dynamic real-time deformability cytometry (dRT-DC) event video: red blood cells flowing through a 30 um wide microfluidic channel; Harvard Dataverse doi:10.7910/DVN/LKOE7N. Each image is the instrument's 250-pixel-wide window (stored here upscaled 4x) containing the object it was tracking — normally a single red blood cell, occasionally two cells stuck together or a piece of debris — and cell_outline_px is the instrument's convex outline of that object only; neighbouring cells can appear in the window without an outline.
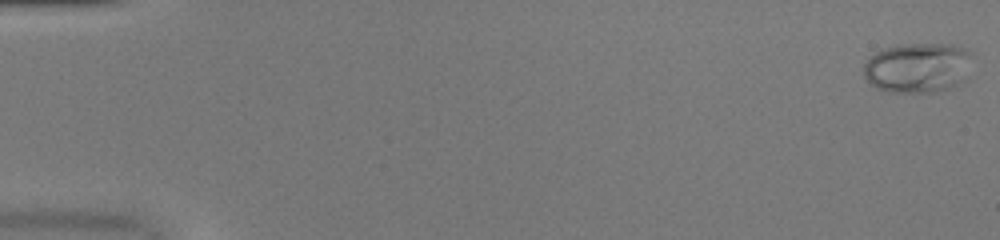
{"species": "common noctule bat (a hibernating species)", "species_latin": "Nyctalus noctula", "temperature_condition": "warm", "stored_images_in_passage": 51, "camera_frame_rate_fps": 3000, "um_per_image_px": 0.085, "animal": {"sex": "female", "body_mass_g": 20.0, "forearm_length_mm": 54.0}, "frame": {"image": 1, "passage_image": 1, "time_ms": 0.0, "image_size_px": [1000, 240], "cell_outline_px": [[972, 52], [968, 80], [952, 88], [936, 92], [888, 92], [876, 88], [864, 76], [864, 64], [876, 52], [884, 48], [904, 44], [952, 44]], "centroid_in_image_um": [78.07, 5.77], "position_along_channel_um": 6.9, "area_um2": 32.08}}
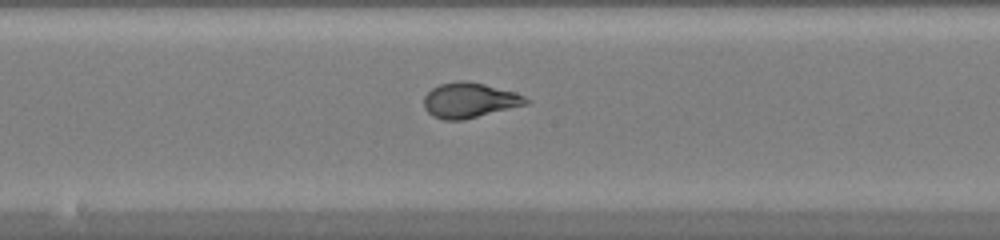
{"frame": {"image": 2, "passage_image": 28, "time_ms": 9.0, "image_size_px": [1000, 240], "cell_outline_px": [[532, 100], [528, 104], [464, 120], [444, 120], [432, 116], [424, 108], [424, 96], [432, 88], [440, 84], [460, 80], [464, 80], [484, 84], [516, 92]], "centroid_in_image_um": [39.92, 8.53], "position_along_channel_um": 208.3, "area_um2": 21.04}}
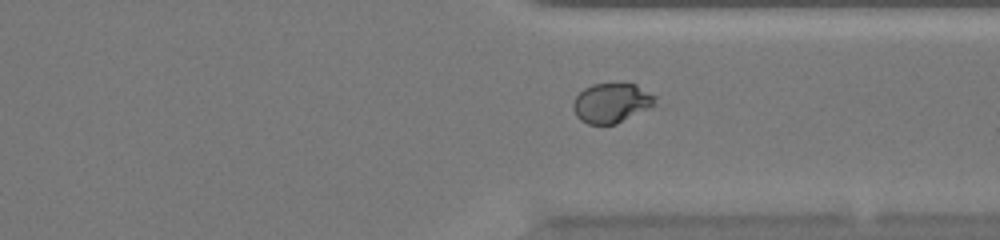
{"frame": {"image": 3, "passage_image": 39, "time_ms": 12.667, "image_size_px": [1000, 240], "cell_outline_px": [[656, 104], [652, 108], [616, 124], [588, 124], [580, 120], [576, 116], [572, 108], [572, 104], [576, 96], [584, 88], [592, 84], [636, 84], [656, 96]], "centroid_in_image_um": [51.99, 8.76], "position_along_channel_um": 359.4, "area_um2": 19.13}}